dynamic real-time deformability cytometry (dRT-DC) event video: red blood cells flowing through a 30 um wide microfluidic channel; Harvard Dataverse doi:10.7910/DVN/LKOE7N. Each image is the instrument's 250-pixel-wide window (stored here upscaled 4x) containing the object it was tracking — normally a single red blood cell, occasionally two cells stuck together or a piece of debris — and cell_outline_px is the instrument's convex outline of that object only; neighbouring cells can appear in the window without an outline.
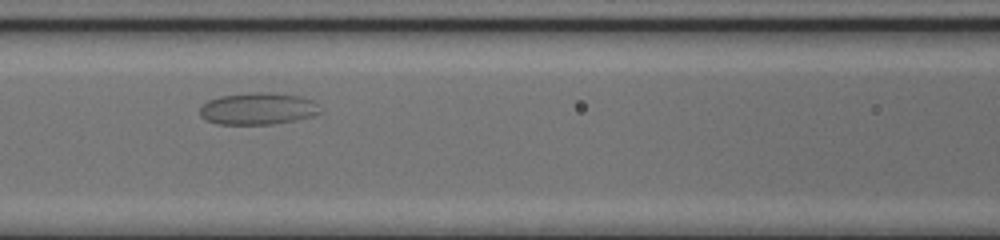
{"species": "common noctule bat (a hibernating species)", "species_latin": "Nyctalus noctula", "temperature_condition": "cold", "stored_images_in_passage": 31, "camera_frame_rate_fps": 3000, "um_per_image_px": 0.085, "animal": {"sex": "female", "body_mass_g": 17.0, "forearm_length_mm": 48.0}, "frame": {"image": 1, "passage_image": 8, "time_ms": 2.333, "image_size_px": [1000, 240], "cell_outline_px": [[324, 112], [312, 116], [296, 120], [272, 124], [216, 124], [204, 120], [200, 116], [200, 108], [208, 100], [220, 96], [252, 92], [268, 92], [300, 96], [312, 100]], "centroid_in_image_um": [21.92, 9.24], "position_along_channel_um": 144.7, "area_um2": 22.54}}
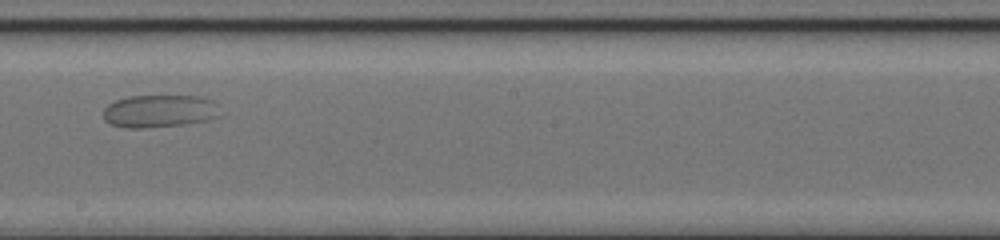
{"frame": {"image": 2, "passage_image": 15, "time_ms": 4.667, "image_size_px": [1000, 240], "cell_outline_px": [[220, 116], [208, 120], [184, 124], [140, 128], [128, 128], [112, 124], [104, 120], [104, 108], [108, 104], [116, 100], [128, 96], [200, 96], [212, 100], [216, 104]], "centroid_in_image_um": [13.55, 9.44], "position_along_channel_um": 234.6, "area_um2": 22.14}}
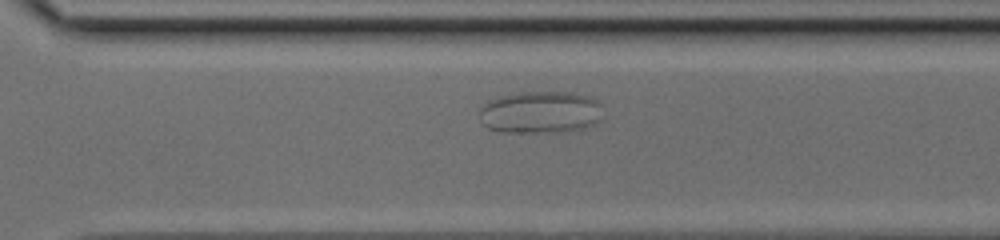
{"frame": {"image": 3, "passage_image": 22, "time_ms": 7.0, "image_size_px": [1000, 240], "cell_outline_px": [[604, 116], [600, 120], [584, 128], [564, 132], [500, 132], [488, 128], [480, 120], [480, 108], [488, 100], [496, 96], [520, 92], [568, 92], [588, 96], [596, 100], [600, 104]], "centroid_in_image_um": [45.93, 9.54], "position_along_channel_um": 324.7, "area_um2": 30.75}}